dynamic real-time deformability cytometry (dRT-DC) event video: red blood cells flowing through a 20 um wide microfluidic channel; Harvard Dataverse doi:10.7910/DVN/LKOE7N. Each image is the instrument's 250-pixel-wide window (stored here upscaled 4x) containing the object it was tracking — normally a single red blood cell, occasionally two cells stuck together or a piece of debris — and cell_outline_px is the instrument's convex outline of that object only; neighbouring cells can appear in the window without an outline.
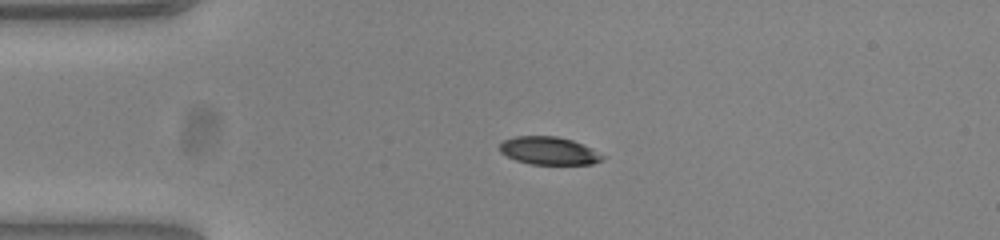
{"species": "common noctule bat (a hibernating species)", "species_latin": "Nyctalus noctula", "temperature_condition": "warm", "stored_images_in_passage": 39, "camera_frame_rate_fps": 3000, "um_per_image_px": 0.085, "animal": {"sex": "female", "body_mass_g": 23.0, "forearm_length_mm": 53.4}, "frame": {"image": 1, "passage_image": 1, "time_ms": 0.0, "image_size_px": [1000, 240], "cell_outline_px": [[608, 156], [604, 160], [592, 164], [532, 164], [516, 160], [500, 152], [500, 144], [504, 140], [516, 136], [556, 136], [572, 140], [592, 148]], "centroid_in_image_um": [46.72, 12.82], "position_along_channel_um": 38.3, "area_um2": 16.76}}
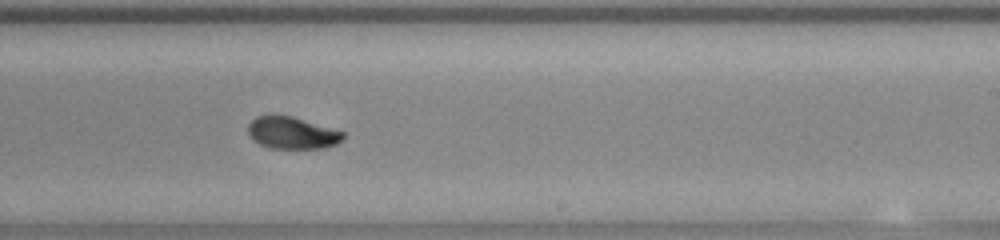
{"frame": {"image": 2, "passage_image": 21, "time_ms": 6.667, "image_size_px": [1000, 240], "cell_outline_px": [[344, 136], [336, 144], [324, 148], [272, 148], [260, 144], [252, 140], [248, 132], [248, 124], [256, 116], [292, 116], [344, 132]], "centroid_in_image_um": [24.8, 11.3], "position_along_channel_um": 264.2, "area_um2": 17.46}}
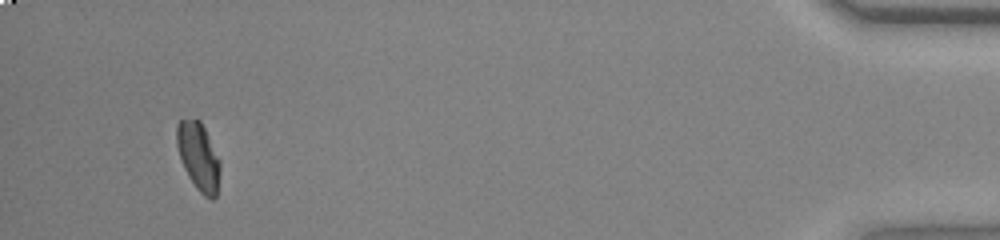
{"frame": {"image": 3, "passage_image": 39, "time_ms": 12.667, "image_size_px": [1000, 240], "cell_outline_px": [[220, 172], [216, 196], [212, 200], [204, 196], [196, 188], [188, 176], [184, 168], [176, 144], [176, 124], [180, 120], [200, 120], [220, 160]], "centroid_in_image_um": [16.87, 13.32], "position_along_channel_um": 418.3, "area_um2": 16.99}, "authors_computed_cell_mechanics": {"area_um2": 18.3804, "velocity_mm_per_s": 3.8579, "shape_relaxation_time_tau1_ms": 5.5479, "shape_relaxation_time_tau2_ms": 1.9451, "deformation_change_tau1": 0.1634, "deformation_change_tau2": 0.0486}}